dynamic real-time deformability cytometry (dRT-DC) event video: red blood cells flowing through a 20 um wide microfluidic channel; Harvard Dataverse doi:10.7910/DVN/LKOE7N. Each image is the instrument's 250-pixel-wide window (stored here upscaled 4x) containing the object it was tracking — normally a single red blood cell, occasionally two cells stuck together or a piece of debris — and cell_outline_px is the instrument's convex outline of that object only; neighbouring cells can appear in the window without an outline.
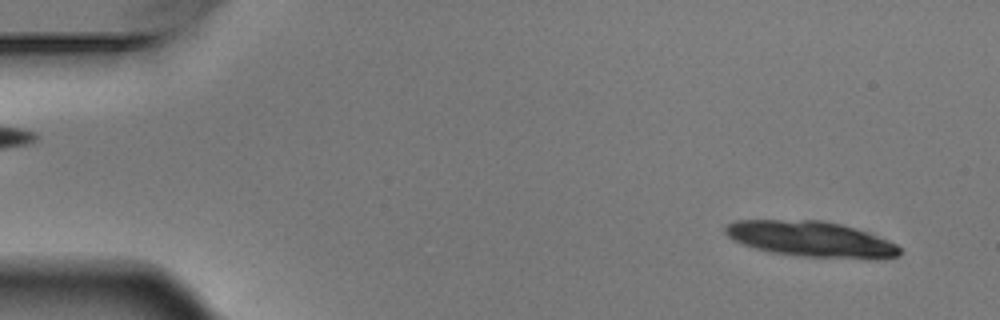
{"species": "Egyptian fruit bat (a non-hibernating species)", "species_latin": "Rousettus aegyptiacus", "temperature_condition": "warm", "stored_images_in_passage": 5, "segment_of_instrument_passage": [2, 2], "camera_frame_rate_fps": 3000, "um_per_image_px": 0.085, "animal": {"sex": "male"}, "frame": {"image": 1, "passage_image": 5, "time_ms": 1.333, "image_size_px": [1000, 320], "cell_outline_px": [[904, 252], [900, 256], [880, 260], [864, 260], [800, 256], [768, 252], [732, 240], [724, 232], [724, 228], [728, 224], [736, 220], [820, 220], [840, 224], [856, 228], [896, 244]], "centroid_in_image_um": [68.99, 20.35], "position_along_channel_um": 16.0, "area_um2": 36.7}}